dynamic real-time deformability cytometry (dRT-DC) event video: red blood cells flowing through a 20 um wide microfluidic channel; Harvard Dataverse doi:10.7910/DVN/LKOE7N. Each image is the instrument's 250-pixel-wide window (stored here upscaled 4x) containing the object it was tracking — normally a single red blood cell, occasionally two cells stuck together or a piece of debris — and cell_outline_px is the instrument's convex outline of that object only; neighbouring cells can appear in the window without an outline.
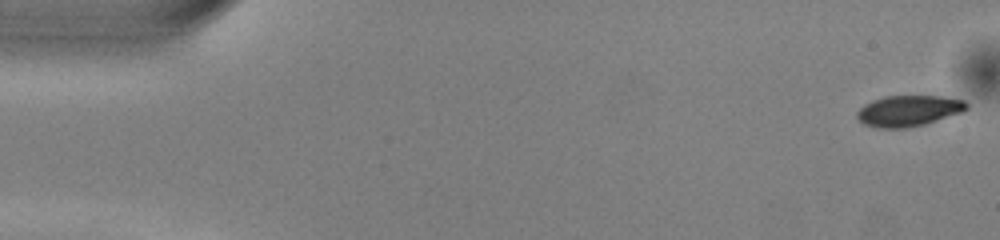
{"species": "common noctule bat (a hibernating species)", "species_latin": "Nyctalus noctula", "temperature_condition": "warm", "stored_images_in_passage": 51, "camera_frame_rate_fps": 3000, "um_per_image_px": 0.085, "animal": {"sex": "male", "body_mass_g": 13.0, "forearm_length_mm": 53.1}, "frame": {"image": 1, "passage_image": 1, "time_ms": 0.0, "image_size_px": [1000, 240], "cell_outline_px": [[968, 108], [960, 112], [924, 124], [904, 128], [876, 128], [864, 124], [856, 116], [856, 112], [864, 104], [872, 100], [884, 96], [940, 96], [964, 100], [968, 104]], "centroid_in_image_um": [77.18, 9.41], "position_along_channel_um": 7.8, "area_um2": 19.59}}
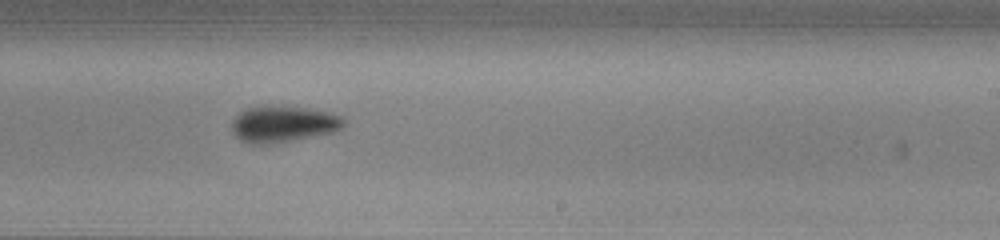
{"frame": {"image": 2, "passage_image": 31, "time_ms": 10.0, "image_size_px": [1000, 240], "cell_outline_px": [[344, 124], [340, 128], [332, 132], [272, 144], [252, 144], [240, 140], [232, 132], [232, 120], [240, 112], [248, 108], [308, 108], [332, 112], [344, 116]], "centroid_in_image_um": [24.09, 10.57], "position_along_channel_um": 264.9, "area_um2": 23.12}}
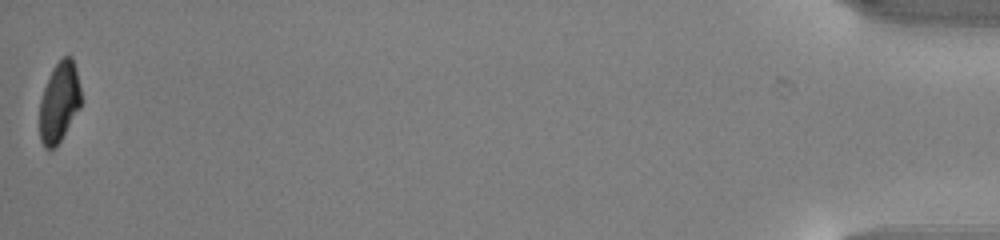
{"frame": {"image": 3, "passage_image": 51, "time_ms": 16.667, "image_size_px": [1000, 240], "cell_outline_px": [[80, 108], [60, 140], [52, 148], [44, 148], [40, 140], [40, 100], [44, 88], [52, 68], [64, 56], [72, 56], [76, 68], [80, 88]], "centroid_in_image_um": [5.03, 8.66], "position_along_channel_um": 430.2, "area_um2": 19.07}, "authors_computed_cell_mechanics": {"area_um2": 22.0218, "velocity_mm_per_s": 4.0136, "shape_relaxation_time_tau1_ms": 2.0653, "shape_relaxation_time_tau2_ms": null, "deformation_change_tau1": 0.1246, "deformation_change_tau2": null}}